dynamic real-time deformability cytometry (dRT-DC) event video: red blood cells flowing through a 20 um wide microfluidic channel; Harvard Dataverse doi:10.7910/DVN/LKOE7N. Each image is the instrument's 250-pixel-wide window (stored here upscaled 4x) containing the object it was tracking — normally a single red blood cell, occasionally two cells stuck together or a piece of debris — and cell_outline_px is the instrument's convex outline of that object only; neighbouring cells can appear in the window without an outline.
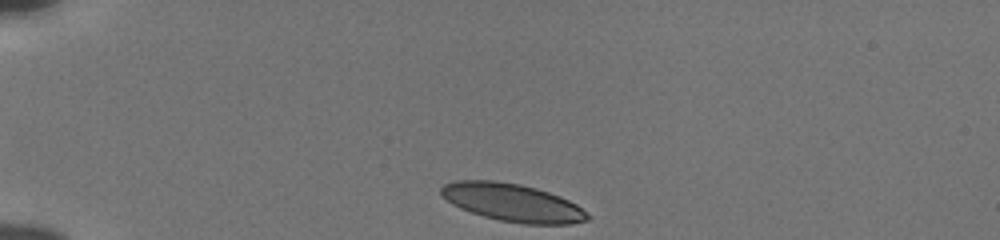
{"species": "human", "species_latin": "Homo sapiens", "temperature_condition": "cold", "stored_images_in_passage": 36, "camera_frame_rate_fps": 3000, "um_per_image_px": 0.085, "donor": {"sex": "male"}, "frame": {"image": 1, "passage_image": 1, "time_ms": 0.0, "image_size_px": [1000, 240], "cell_outline_px": [[592, 216], [588, 220], [572, 224], [524, 224], [500, 220], [484, 216], [460, 208], [452, 204], [440, 196], [440, 188], [444, 184], [452, 180], [492, 180], [520, 184], [536, 188], [560, 196], [576, 204]], "centroid_in_image_um": [43.55, 17.21], "position_along_channel_um": 41.5, "area_um2": 32.43}}
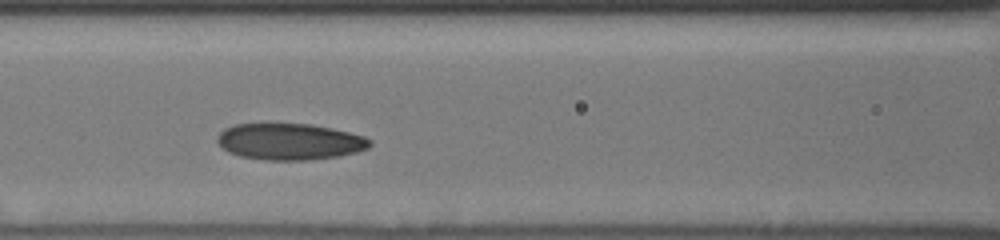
{"frame": {"image": 2, "passage_image": 13, "time_ms": 4.0, "image_size_px": [1000, 240], "cell_outline_px": [[372, 144], [368, 148], [356, 152], [340, 156], [308, 160], [264, 160], [240, 156], [228, 152], [216, 140], [216, 136], [224, 128], [236, 124], [312, 124], [332, 128], [364, 136], [372, 140]], "centroid_in_image_um": [24.63, 12.04], "position_along_channel_um": 142.0, "area_um2": 32.48}}
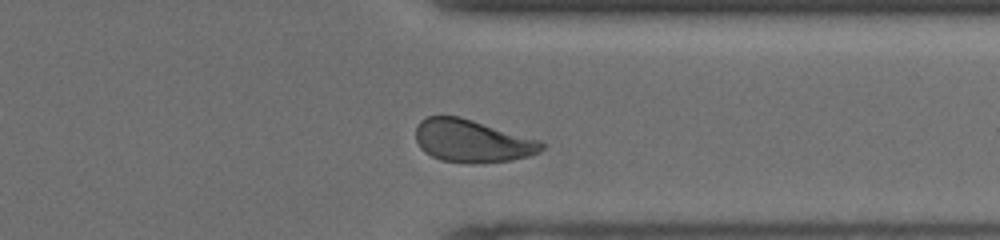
{"frame": {"image": 3, "passage_image": 31, "time_ms": 10.0, "image_size_px": [1000, 240], "cell_outline_px": [[544, 148], [540, 152], [528, 156], [512, 160], [476, 164], [472, 164], [440, 160], [424, 152], [420, 148], [416, 140], [416, 124], [420, 120], [428, 116], [460, 116], [540, 140], [544, 144]], "centroid_in_image_um": [40.12, 11.99], "position_along_channel_um": 371.3, "area_um2": 31.56}, "authors_computed_cell_mechanics": {"area_um2": 31.9345, "velocity_mm_per_s": 3.824, "shape_relaxation_time_tau1_ms": 5.7318, "shape_relaxation_time_tau2_ms": 1.7966, "deformation_change_tau1": 0.1455, "deformation_change_tau2": 0.0719}}